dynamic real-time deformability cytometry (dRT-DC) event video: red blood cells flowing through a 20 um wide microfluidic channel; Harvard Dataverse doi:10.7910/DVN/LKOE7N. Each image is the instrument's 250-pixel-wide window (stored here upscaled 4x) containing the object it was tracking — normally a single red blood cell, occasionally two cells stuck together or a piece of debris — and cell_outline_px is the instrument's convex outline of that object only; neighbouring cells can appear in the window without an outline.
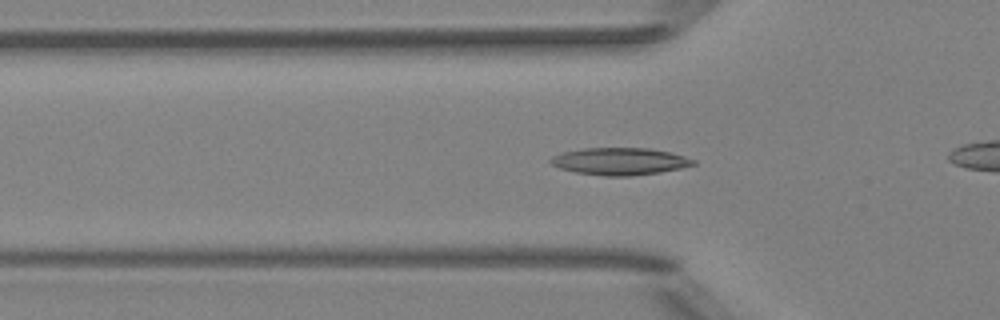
{"species": "Egyptian fruit bat (a non-hibernating species)", "species_latin": "Rousettus aegyptiacus", "temperature_condition": "room temperature", "stored_images_in_passage": 43, "camera_frame_rate_fps": 3000, "um_per_image_px": 0.085, "animal": {"sex": "female"}, "frame": {"image": 1, "passage_image": 17, "time_ms": 5.333, "image_size_px": [1000, 320], "cell_outline_px": [[696, 164], [680, 168], [660, 172], [628, 176], [604, 176], [576, 172], [560, 168], [552, 164], [548, 160], [552, 156], [560, 152], [584, 148], [648, 148], [668, 152], [684, 156], [696, 160]], "centroid_in_image_um": [52.65, 13.71], "position_along_channel_um": 73.1, "area_um2": 22.54}}
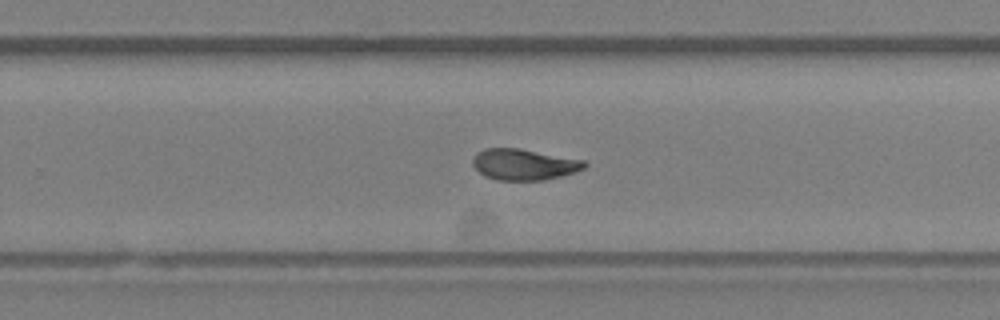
{"frame": {"image": 2, "passage_image": 33, "time_ms": 10.667, "image_size_px": [1000, 320], "cell_outline_px": [[588, 164], [584, 168], [560, 176], [544, 180], [496, 180], [484, 176], [472, 164], [472, 160], [476, 152], [484, 148], [520, 148], [584, 160]], "centroid_in_image_um": [44.5, 13.97], "position_along_channel_um": 285.3, "area_um2": 20.23}}
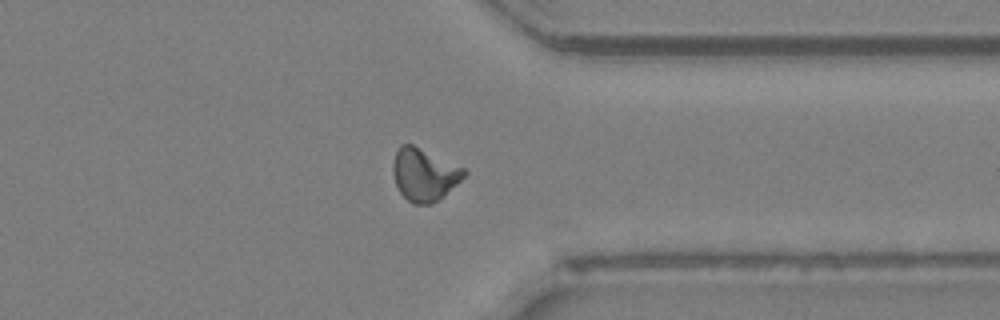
{"frame": {"image": 3, "passage_image": 40, "time_ms": 13.0, "image_size_px": [1000, 320], "cell_outline_px": [[468, 172], [456, 184], [432, 204], [412, 204], [400, 192], [396, 184], [392, 172], [392, 164], [396, 152], [400, 144], [412, 144], [464, 168]], "centroid_in_image_um": [36.02, 14.83], "position_along_channel_um": 375.4, "area_um2": 21.44}}